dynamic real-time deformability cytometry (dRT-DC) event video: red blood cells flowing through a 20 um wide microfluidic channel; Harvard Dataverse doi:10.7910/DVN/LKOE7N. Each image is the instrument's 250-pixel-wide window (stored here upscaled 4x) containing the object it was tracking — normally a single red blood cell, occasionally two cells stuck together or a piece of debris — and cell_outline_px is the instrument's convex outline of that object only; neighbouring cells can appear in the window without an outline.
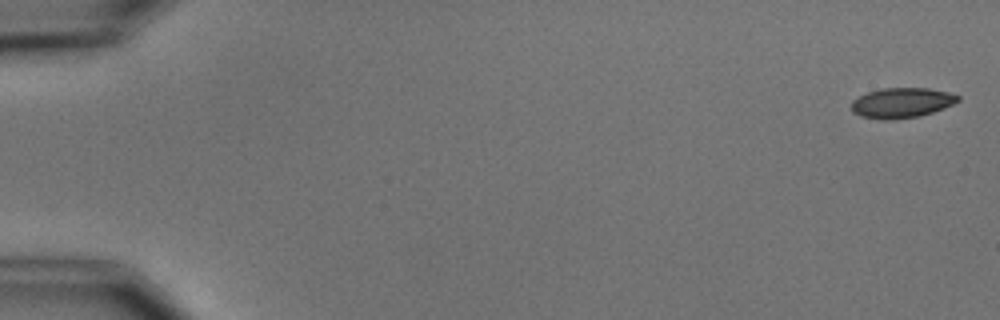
{"species": "common noctule bat (a hibernating species)", "species_latin": "Nyctalus noctula", "temperature_condition": "cold", "stored_images_in_passage": 4, "camera_frame_rate_fps": 3000, "um_per_image_px": 0.085, "animal": {"sex": "male", "body_mass_g": 15.6}, "frame": {"image": 1, "passage_image": 1, "time_ms": 0.0, "image_size_px": [1000, 320], "cell_outline_px": [[960, 100], [944, 108], [920, 116], [888, 120], [880, 120], [860, 116], [852, 112], [852, 100], [868, 92], [884, 88], [928, 88], [948, 92], [960, 96]], "centroid_in_image_um": [76.64, 8.74], "position_along_channel_um": 8.4, "area_um2": 18.67}}
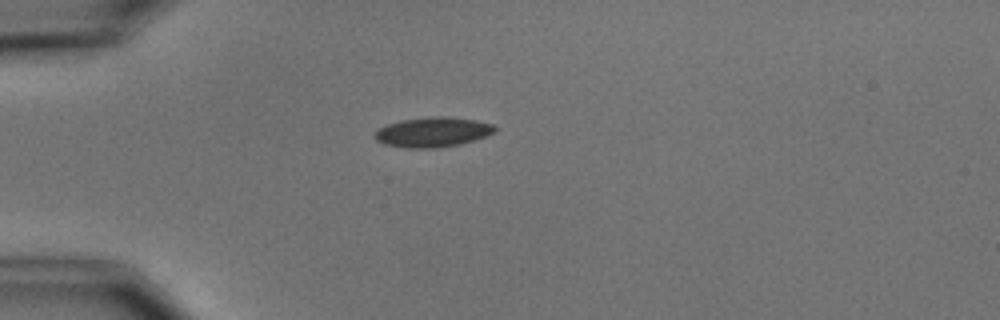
{"frame": {"image": 2, "passage_image": 4, "time_ms": 4.667, "image_size_px": [1000, 320], "cell_outline_px": [[496, 132], [488, 136], [460, 144], [436, 148], [408, 148], [384, 144], [376, 140], [372, 136], [380, 128], [388, 124], [400, 120], [436, 116], [448, 116], [476, 120], [492, 124], [496, 128]], "centroid_in_image_um": [36.8, 11.23], "position_along_channel_um": 48.2, "area_um2": 20.98}}